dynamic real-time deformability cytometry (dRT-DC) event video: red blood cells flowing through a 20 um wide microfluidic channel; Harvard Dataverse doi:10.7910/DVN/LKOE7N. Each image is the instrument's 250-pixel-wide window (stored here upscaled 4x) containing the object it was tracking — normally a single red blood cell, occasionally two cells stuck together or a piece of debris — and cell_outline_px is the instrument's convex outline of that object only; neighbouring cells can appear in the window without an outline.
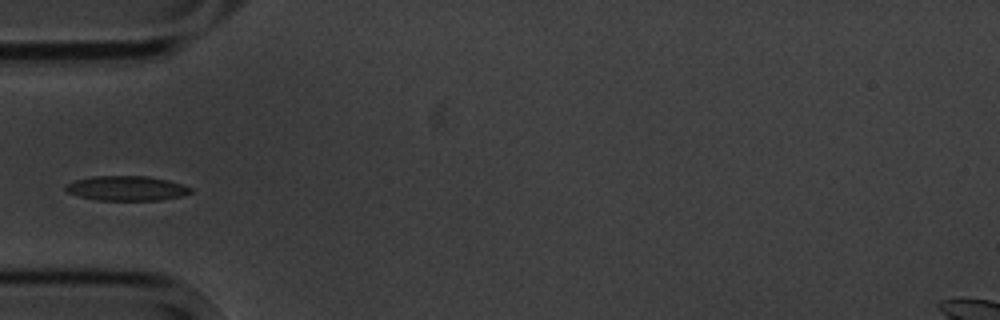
{"species": "common noctule bat (a hibernating species)", "species_latin": "Nyctalus noctula", "temperature_condition": "cold", "stored_images_in_passage": 5, "camera_frame_rate_fps": 3000, "um_per_image_px": 0.085, "animal": {"sex": "male", "body_mass_g": 20.1, "forearm_length_mm": 53.5}, "frame": {"image": 1, "passage_image": 5, "time_ms": 4.667, "image_size_px": [1000, 320], "cell_outline_px": [[192, 192], [180, 196], [160, 200], [96, 200], [80, 196], [68, 192], [64, 188], [64, 184], [76, 180], [92, 176], [148, 176], [168, 180], [184, 184], [192, 188]], "centroid_in_image_um": [10.76, 16.0], "position_along_channel_um": 74.2, "area_um2": 18.03}}